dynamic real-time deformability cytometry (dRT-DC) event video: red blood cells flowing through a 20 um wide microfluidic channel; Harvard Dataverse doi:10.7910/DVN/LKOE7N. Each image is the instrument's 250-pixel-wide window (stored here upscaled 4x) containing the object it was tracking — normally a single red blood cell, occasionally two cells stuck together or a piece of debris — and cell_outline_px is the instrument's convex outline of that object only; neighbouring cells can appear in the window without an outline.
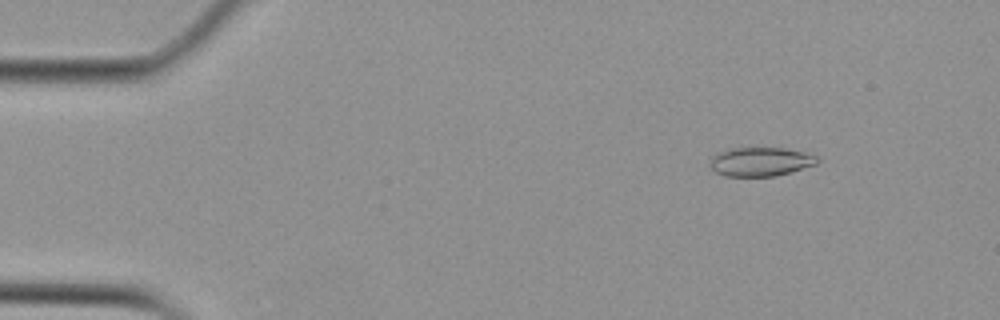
{"species": "Egyptian fruit bat (a non-hibernating species)", "species_latin": "Rousettus aegyptiacus", "temperature_condition": "cold", "stored_images_in_passage": 53, "camera_frame_rate_fps": 3000, "um_per_image_px": 0.085, "animal": {"sex": "female"}, "frame": {"image": 1, "passage_image": 5, "time_ms": 1.333, "image_size_px": [1000, 320], "cell_outline_px": [[820, 160], [816, 164], [776, 176], [724, 176], [716, 172], [708, 164], [712, 156], [716, 152], [728, 148], [784, 148], [804, 152], [816, 156]], "centroid_in_image_um": [64.59, 13.74], "position_along_channel_um": 20.4, "area_um2": 18.15}}
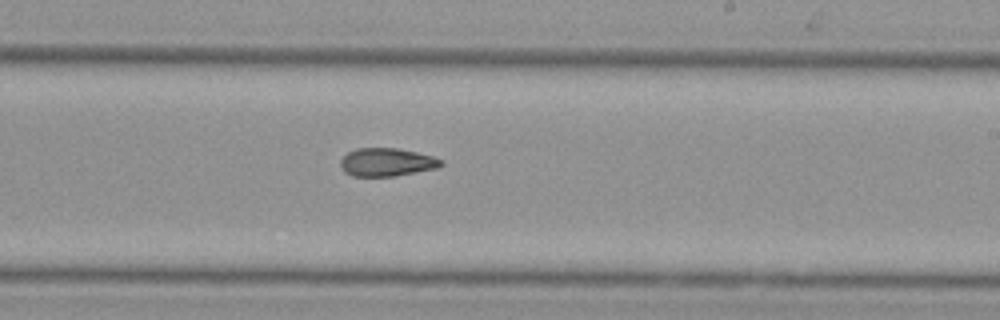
{"frame": {"image": 2, "passage_image": 31, "time_ms": 10.0, "image_size_px": [1000, 320], "cell_outline_px": [[444, 164], [436, 168], [392, 176], [352, 176], [344, 172], [340, 164], [340, 160], [348, 152], [356, 148], [400, 148], [432, 156], [444, 160]], "centroid_in_image_um": [32.86, 13.77], "position_along_channel_um": 256.1, "area_um2": 16.47}}
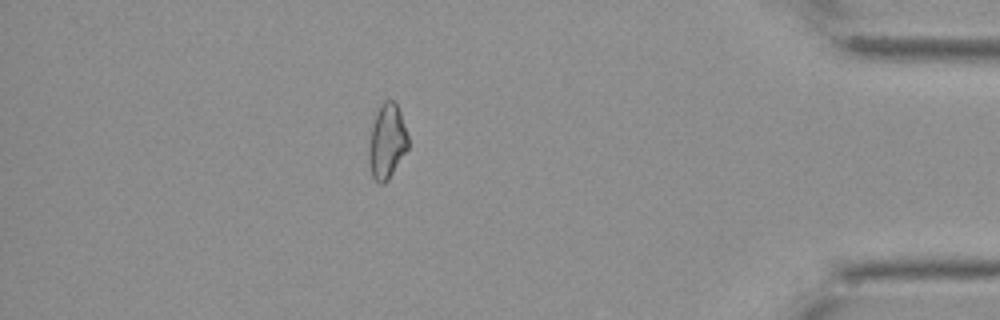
{"frame": {"image": 3, "passage_image": 46, "time_ms": 15.0, "image_size_px": [1000, 320], "cell_outline_px": [[408, 148], [388, 180], [384, 184], [380, 184], [372, 176], [368, 160], [368, 148], [372, 128], [376, 112], [380, 104], [384, 100], [392, 100], [396, 104], [400, 112], [408, 136]], "centroid_in_image_um": [32.88, 12.03], "position_along_channel_um": 402.3, "area_um2": 16.99}, "authors_computed_cell_mechanics": {"area_um2": 17.34, "velocity_mm_per_s": 3.7539, "shape_relaxation_time_tau1_ms": 10.0842, "shape_relaxation_time_tau2_ms": 5.5172, "deformation_change_tau1": 0.2084, "deformation_change_tau2": 0.1321}}